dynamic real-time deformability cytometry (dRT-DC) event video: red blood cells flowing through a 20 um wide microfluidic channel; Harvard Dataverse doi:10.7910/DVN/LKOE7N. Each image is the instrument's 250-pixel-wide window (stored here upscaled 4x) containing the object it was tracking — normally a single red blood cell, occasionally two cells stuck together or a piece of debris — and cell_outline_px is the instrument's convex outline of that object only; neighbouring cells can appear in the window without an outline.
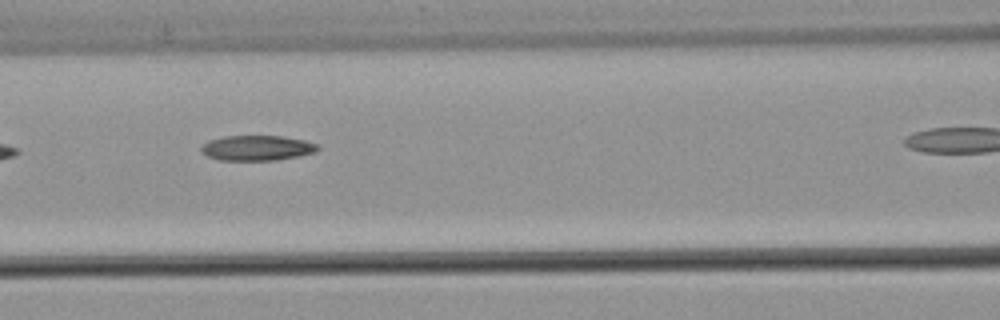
{"species": "common noctule bat (a hibernating species)", "species_latin": "Nyctalus noctula", "temperature_condition": "warm", "stored_images_in_passage": 7, "camera_frame_rate_fps": 3000, "um_per_image_px": 0.085, "animal": {"sex": "male", "body_mass_g": 21.5, "forearm_length_mm": 52.0}, "frame": {"image": 1, "passage_image": 5, "time_ms": 1.333, "image_size_px": [1000, 320], "cell_outline_px": [[320, 148], [316, 152], [300, 156], [276, 160], [220, 160], [208, 156], [200, 152], [200, 148], [208, 140], [224, 136], [280, 136], [304, 140], [316, 144]], "centroid_in_image_um": [21.84, 12.58], "position_along_channel_um": 144.8, "area_um2": 17.11}}